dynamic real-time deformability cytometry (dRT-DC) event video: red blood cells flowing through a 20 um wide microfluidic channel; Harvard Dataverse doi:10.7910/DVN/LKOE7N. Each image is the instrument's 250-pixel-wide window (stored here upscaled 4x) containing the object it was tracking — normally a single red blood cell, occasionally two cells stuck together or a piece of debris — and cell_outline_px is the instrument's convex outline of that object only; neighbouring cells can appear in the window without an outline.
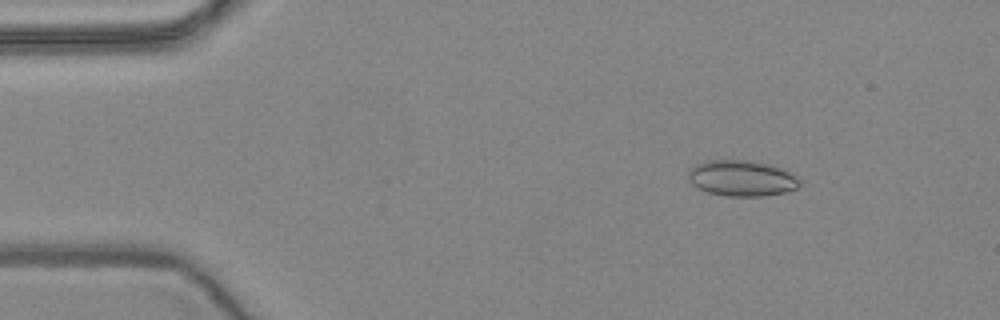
{"species": "common noctule bat (a hibernating species)", "species_latin": "Nyctalus noctula", "temperature_condition": "warm", "stored_images_in_passage": 57, "camera_frame_rate_fps": 3000, "um_per_image_px": 0.085, "animal": {"sex": "female", "body_mass_g": 24.6, "forearm_length_mm": 56.2}, "frame": {"image": 1, "passage_image": 8, "time_ms": 2.333, "image_size_px": [1000, 320], "cell_outline_px": [[800, 188], [784, 192], [764, 196], [724, 196], [708, 192], [692, 184], [688, 180], [688, 168], [696, 164], [708, 160], [748, 160], [768, 164], [788, 172], [796, 176], [800, 180]], "centroid_in_image_um": [63.02, 15.15], "position_along_channel_um": 22.0, "area_um2": 23.29}}
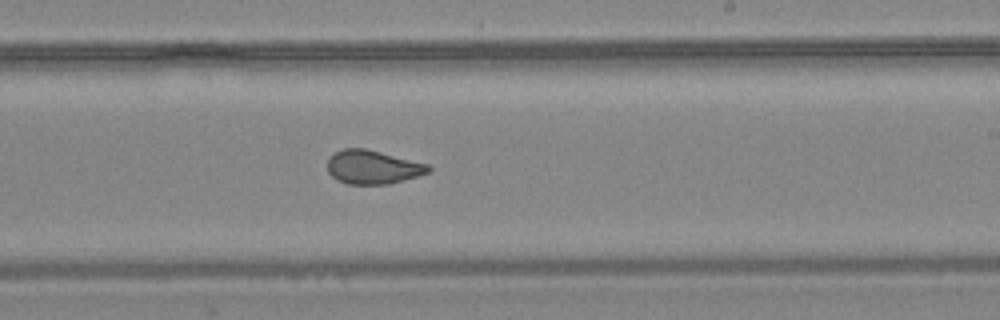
{"frame": {"image": 2, "passage_image": 34, "time_ms": 11.0, "image_size_px": [1000, 320], "cell_outline_px": [[432, 168], [428, 172], [416, 176], [388, 184], [348, 184], [336, 180], [328, 172], [328, 156], [344, 148], [364, 148], [428, 164]], "centroid_in_image_um": [31.64, 14.2], "position_along_channel_um": 257.4, "area_um2": 19.65}}
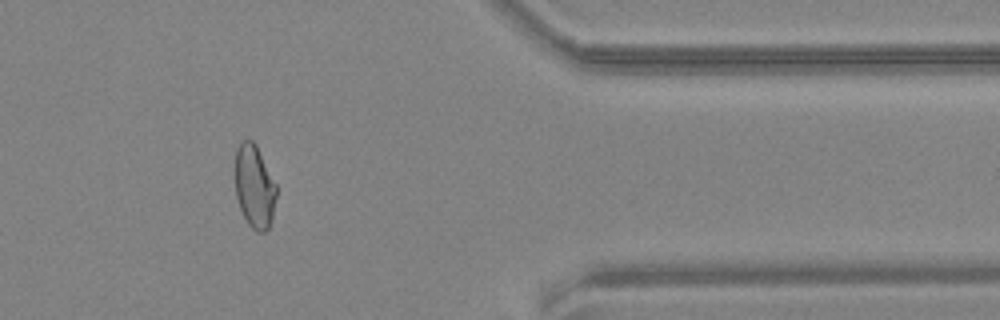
{"frame": {"image": 3, "passage_image": 47, "time_ms": 15.333, "image_size_px": [1000, 320], "cell_outline_px": [[276, 196], [272, 220], [268, 228], [264, 232], [256, 232], [248, 224], [240, 208], [236, 196], [236, 148], [244, 140], [252, 140], [256, 144], [276, 184]], "centroid_in_image_um": [21.64, 15.87], "position_along_channel_um": 389.8, "area_um2": 19.83}, "authors_computed_cell_mechanics": {"area_um2": 21.1548, "velocity_mm_per_s": 3.6228, "shape_relaxation_time_tau1_ms": null, "shape_relaxation_time_tau2_ms": 1.2102, "deformation_change_tau1": null, "deformation_change_tau2": 0.0644}}